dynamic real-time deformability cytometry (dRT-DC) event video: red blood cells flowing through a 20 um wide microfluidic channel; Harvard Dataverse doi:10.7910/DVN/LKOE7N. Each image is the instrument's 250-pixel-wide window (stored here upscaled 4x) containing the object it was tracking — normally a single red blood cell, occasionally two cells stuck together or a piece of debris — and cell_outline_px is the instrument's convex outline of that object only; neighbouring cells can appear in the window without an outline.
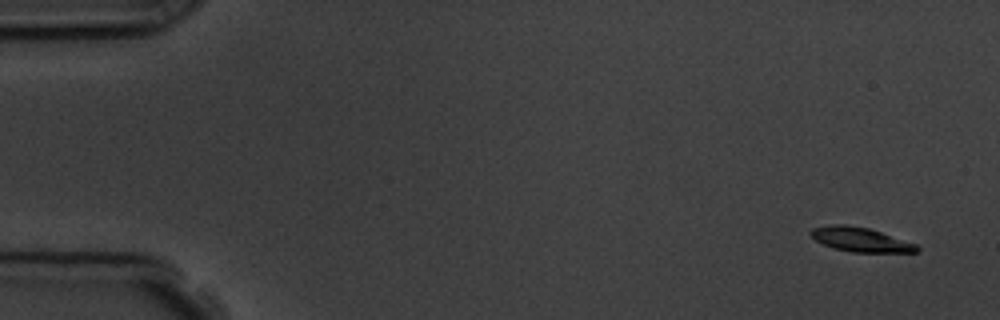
{"species": "common noctule bat (a hibernating species)", "species_latin": "Nyctalus noctula", "temperature_condition": "room temperature", "stored_images_in_passage": 6, "segment_of_instrument_passage": [1, 2], "camera_frame_rate_fps": 3000, "um_per_image_px": 0.085, "animal": {"sex": "male", "body_mass_g": 19.5, "forearm_length_mm": 54.6}, "frame": {"image": 1, "passage_image": 1, "time_ms": 0.0, "image_size_px": [1000, 320], "cell_outline_px": [[920, 248], [916, 252], [852, 252], [836, 248], [824, 244], [816, 240], [808, 232], [812, 228], [832, 224], [844, 224], [868, 228], [916, 244]], "centroid_in_image_um": [73.12, 20.35], "position_along_channel_um": 11.9, "area_um2": 14.74}}